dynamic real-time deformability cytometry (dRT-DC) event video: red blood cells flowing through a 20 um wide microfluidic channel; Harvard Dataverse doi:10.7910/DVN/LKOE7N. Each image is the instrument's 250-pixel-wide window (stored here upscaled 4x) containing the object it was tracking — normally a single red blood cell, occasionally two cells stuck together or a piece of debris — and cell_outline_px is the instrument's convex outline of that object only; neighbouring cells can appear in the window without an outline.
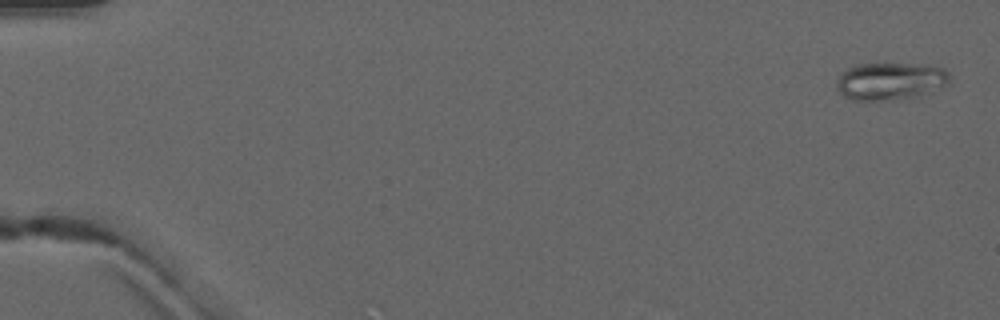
{"species": "common noctule bat (a hibernating species)", "species_latin": "Nyctalus noctula", "temperature_condition": "warm", "stored_images_in_passage": 2, "camera_frame_rate_fps": 3000, "um_per_image_px": 0.085, "animal": {"sex": "male", "forearm_length_mm": 52.5}, "frame": {"image": 1, "passage_image": 1, "time_ms": 0.0, "image_size_px": [1000, 320], "cell_outline_px": [[952, 76], [948, 84], [932, 92], [916, 96], [876, 100], [856, 100], [844, 96], [836, 88], [836, 80], [840, 72], [856, 64], [928, 64], [944, 68]], "centroid_in_image_um": [75.7, 6.87], "position_along_channel_um": 9.3, "area_um2": 24.8}}